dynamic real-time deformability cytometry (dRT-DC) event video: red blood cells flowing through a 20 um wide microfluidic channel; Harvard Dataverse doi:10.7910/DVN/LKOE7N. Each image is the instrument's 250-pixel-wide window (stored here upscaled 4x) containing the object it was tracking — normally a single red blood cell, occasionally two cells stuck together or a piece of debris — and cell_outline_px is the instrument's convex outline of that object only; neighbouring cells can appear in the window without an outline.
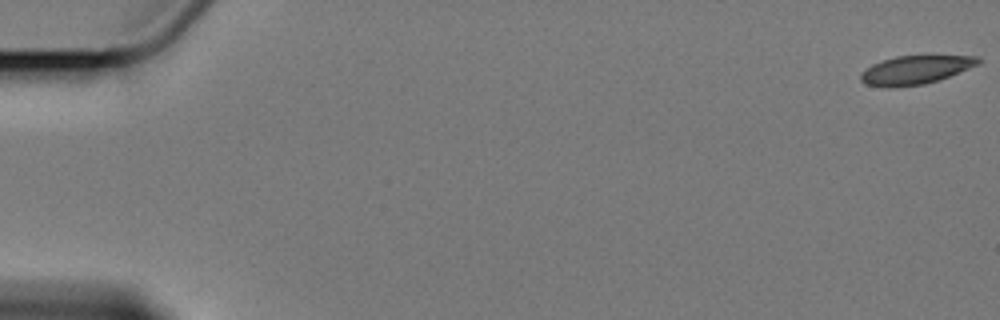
{"species": "Egyptian fruit bat (a non-hibernating species)", "species_latin": "Rousettus aegyptiacus", "temperature_condition": "cold", "stored_images_in_passage": 6, "camera_frame_rate_fps": 3000, "um_per_image_px": 0.085, "animal": {"sex": "female"}, "frame": {"image": 1, "passage_image": 1, "time_ms": 0.0, "image_size_px": [1000, 320], "cell_outline_px": [[980, 64], [948, 76], [924, 84], [868, 84], [860, 80], [860, 72], [872, 64], [896, 56], [980, 56]], "centroid_in_image_um": [77.87, 5.88], "position_along_channel_um": 7.1, "area_um2": 18.5}}
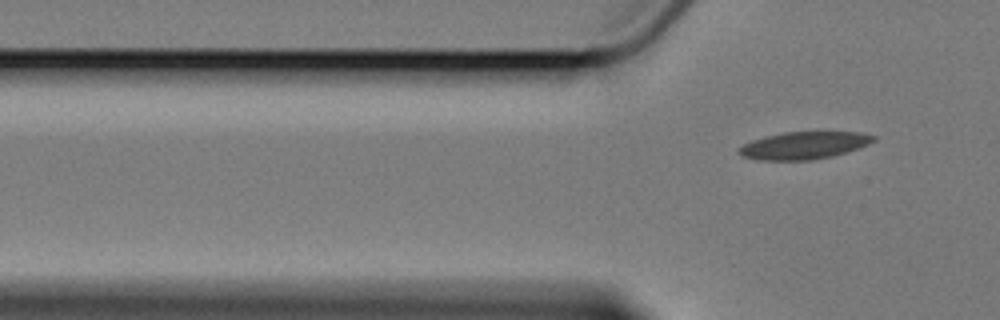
{"frame": {"image": 2, "passage_image": 6, "time_ms": 6.0, "image_size_px": [1000, 320], "cell_outline_px": [[876, 140], [868, 144], [832, 156], [808, 160], [756, 160], [740, 156], [736, 152], [736, 148], [752, 140], [764, 136], [784, 132], [816, 128], [860, 132], [876, 136]], "centroid_in_image_um": [68.32, 12.3], "position_along_channel_um": 57.5, "area_um2": 22.6}}